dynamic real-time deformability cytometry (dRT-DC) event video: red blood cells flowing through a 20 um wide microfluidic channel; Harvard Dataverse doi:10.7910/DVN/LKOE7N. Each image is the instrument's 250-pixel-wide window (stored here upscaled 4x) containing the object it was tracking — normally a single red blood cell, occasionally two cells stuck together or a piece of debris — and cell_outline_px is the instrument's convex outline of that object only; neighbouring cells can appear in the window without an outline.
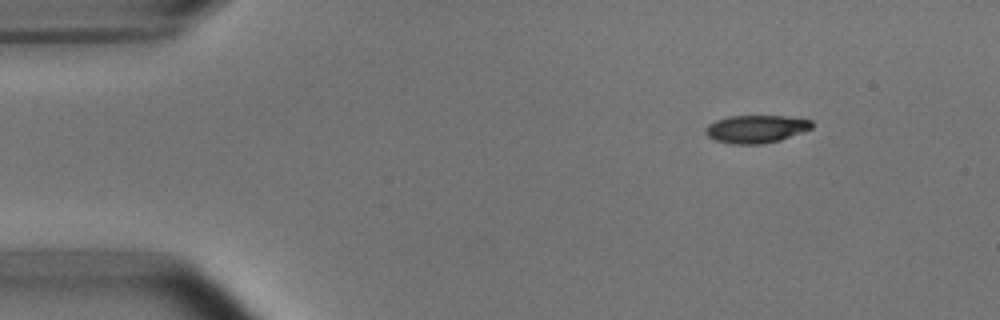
{"species": "common noctule bat (a hibernating species)", "species_latin": "Nyctalus noctula", "temperature_condition": "room temperature", "stored_images_in_passage": 47, "camera_frame_rate_fps": 3000, "um_per_image_px": 0.085, "animal": {"sex": "male", "body_mass_g": 15.6}, "frame": {"image": 1, "passage_image": 1, "time_ms": 0.0, "image_size_px": [1000, 320], "cell_outline_px": [[812, 128], [780, 140], [760, 144], [732, 144], [716, 140], [708, 136], [704, 132], [704, 128], [708, 124], [716, 120], [728, 116], [784, 116], [812, 120]], "centroid_in_image_um": [64.23, 10.96], "position_along_channel_um": 20.8, "area_um2": 17.17}}
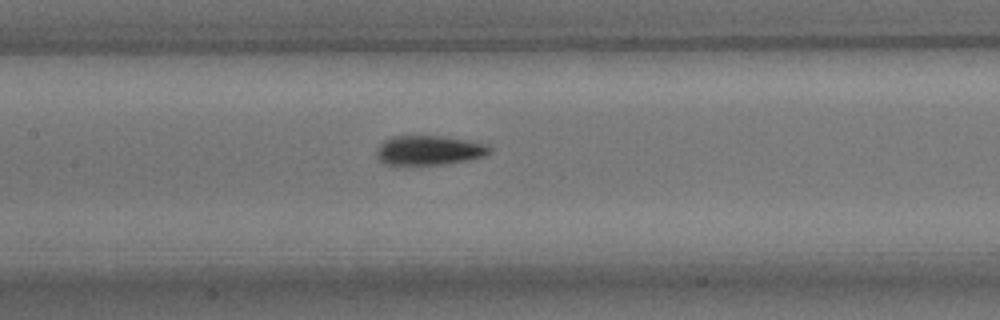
{"frame": {"image": 2, "passage_image": 19, "time_ms": 6.0, "image_size_px": [1000, 320], "cell_outline_px": [[492, 152], [484, 156], [468, 160], [444, 164], [396, 168], [384, 164], [376, 156], [376, 148], [384, 140], [392, 136], [440, 136], [464, 140], [484, 144], [492, 148]], "centroid_in_image_um": [36.37, 12.83], "position_along_channel_um": 171.0, "area_um2": 20.11}}
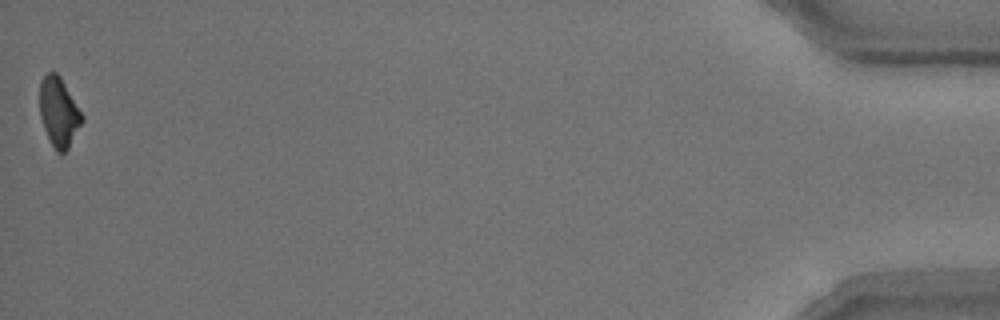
{"frame": {"image": 3, "passage_image": 47, "time_ms": 15.333, "image_size_px": [1000, 320], "cell_outline_px": [[84, 120], [68, 148], [64, 152], [56, 152], [44, 128], [40, 116], [40, 80], [48, 72], [56, 72], [60, 76], [84, 116]], "centroid_in_image_um": [5.01, 9.51], "position_along_channel_um": 430.2, "area_um2": 16.94}, "authors_computed_cell_mechanics": {"area_um2": 18.3804, "velocity_mm_per_s": 3.797, "shape_relaxation_time_tau1_ms": 2.4927, "shape_relaxation_time_tau2_ms": 2.8547, "deformation_change_tau1": 0.1369, "deformation_change_tau2": 0.0975}}